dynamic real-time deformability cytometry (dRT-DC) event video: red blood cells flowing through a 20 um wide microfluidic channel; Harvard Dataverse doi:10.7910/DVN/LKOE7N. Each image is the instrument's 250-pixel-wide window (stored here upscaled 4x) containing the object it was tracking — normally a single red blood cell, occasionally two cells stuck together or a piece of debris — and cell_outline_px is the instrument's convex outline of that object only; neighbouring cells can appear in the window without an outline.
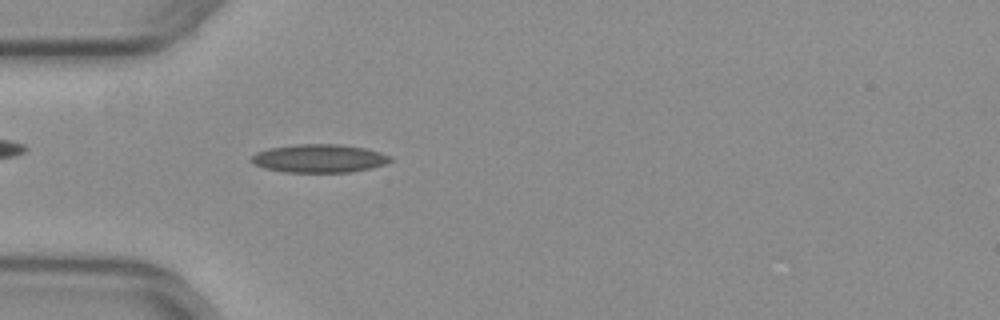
{"species": "common noctule bat (a hibernating species)", "species_latin": "Nyctalus noctula", "temperature_condition": "warm", "stored_images_in_passage": 50, "camera_frame_rate_fps": 3000, "um_per_image_px": 0.085, "animal": {"sex": "female", "body_mass_g": 29.2, "forearm_length_mm": 56.3}, "frame": {"image": 1, "passage_image": 14, "time_ms": 4.333, "image_size_px": [1000, 320], "cell_outline_px": [[392, 160], [384, 164], [372, 168], [352, 172], [284, 172], [264, 168], [252, 164], [252, 156], [256, 152], [268, 148], [296, 144], [340, 144], [364, 148], [380, 152], [392, 156]], "centroid_in_image_um": [27.13, 13.46], "position_along_channel_um": 57.9, "area_um2": 23.0}}
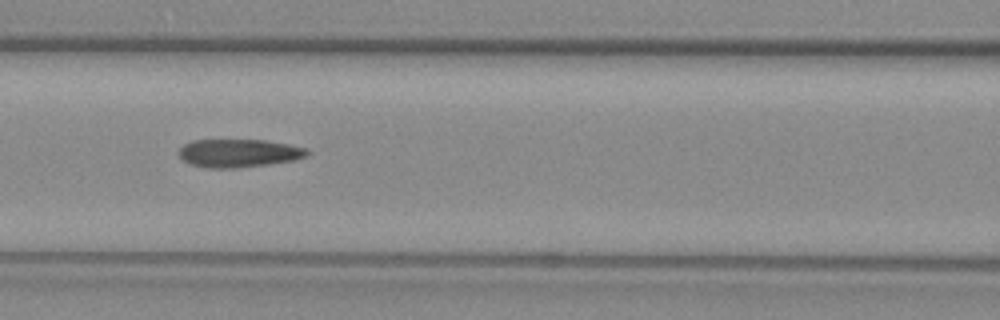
{"frame": {"image": 2, "passage_image": 21, "time_ms": 6.667, "image_size_px": [1000, 320], "cell_outline_px": [[308, 156], [296, 160], [268, 164], [236, 168], [208, 168], [192, 164], [184, 160], [180, 156], [180, 148], [184, 144], [192, 140], [264, 140], [288, 144], [308, 148]], "centroid_in_image_um": [20.34, 13.01], "position_along_channel_um": 146.3, "area_um2": 20.98}}
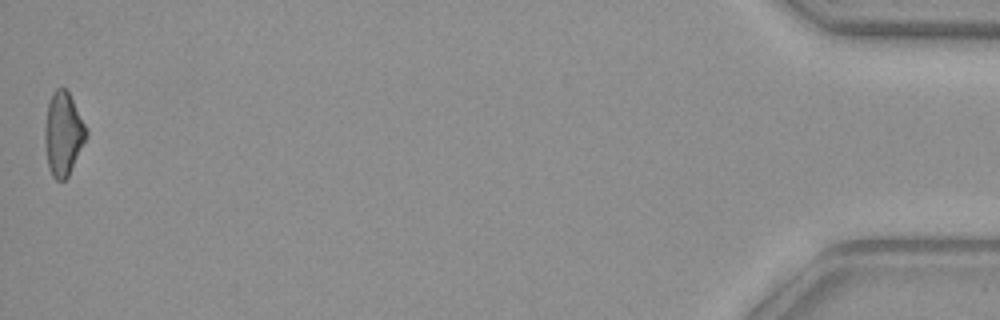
{"frame": {"image": 3, "passage_image": 50, "time_ms": 16.333, "image_size_px": [1000, 320], "cell_outline_px": [[88, 136], [68, 176], [64, 180], [56, 180], [52, 176], [48, 164], [44, 140], [44, 128], [48, 104], [52, 92], [56, 88], [64, 88], [68, 92], [88, 132]], "centroid_in_image_um": [5.36, 11.39], "position_along_channel_um": 429.8, "area_um2": 19.88}, "authors_computed_cell_mechanics": {"area_um2": 21.0392, "velocity_mm_per_s": 3.9731, "shape_relaxation_time_tau1_ms": 9.3763, "shape_relaxation_time_tau2_ms": 2.474, "deformation_change_tau1": 0.2109, "deformation_change_tau2": 0.1209}}